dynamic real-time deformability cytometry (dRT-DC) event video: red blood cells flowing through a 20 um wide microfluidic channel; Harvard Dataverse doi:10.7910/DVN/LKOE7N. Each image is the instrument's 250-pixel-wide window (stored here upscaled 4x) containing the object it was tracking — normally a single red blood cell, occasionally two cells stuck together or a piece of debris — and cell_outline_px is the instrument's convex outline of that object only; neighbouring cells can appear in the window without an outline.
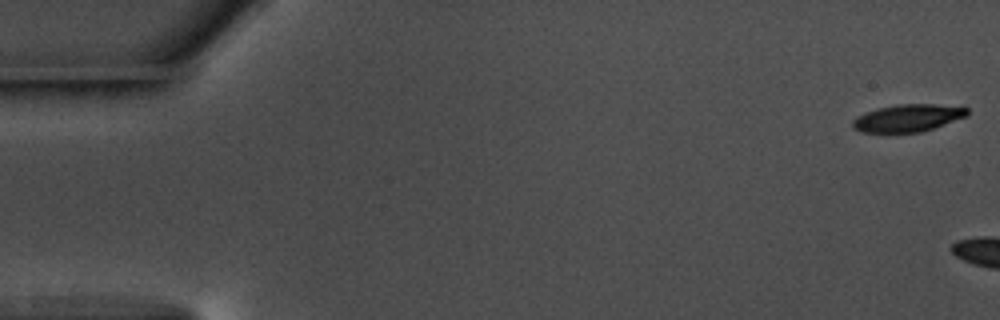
{"species": "common noctule bat (a hibernating species)", "species_latin": "Nyctalus noctula", "temperature_condition": "warm", "stored_images_in_passage": 6, "camera_frame_rate_fps": 3000, "um_per_image_px": 0.085, "animal": {"sex": "male", "body_mass_g": 17.5, "forearm_length_mm": 52.3}, "frame": {"image": 1, "passage_image": 1, "time_ms": 0.0, "image_size_px": [1000, 320], "cell_outline_px": [[968, 116], [920, 132], [860, 132], [852, 128], [852, 120], [856, 116], [876, 108], [896, 104], [936, 104], [968, 108]], "centroid_in_image_um": [77.12, 10.02], "position_along_channel_um": 7.9, "area_um2": 18.26}}